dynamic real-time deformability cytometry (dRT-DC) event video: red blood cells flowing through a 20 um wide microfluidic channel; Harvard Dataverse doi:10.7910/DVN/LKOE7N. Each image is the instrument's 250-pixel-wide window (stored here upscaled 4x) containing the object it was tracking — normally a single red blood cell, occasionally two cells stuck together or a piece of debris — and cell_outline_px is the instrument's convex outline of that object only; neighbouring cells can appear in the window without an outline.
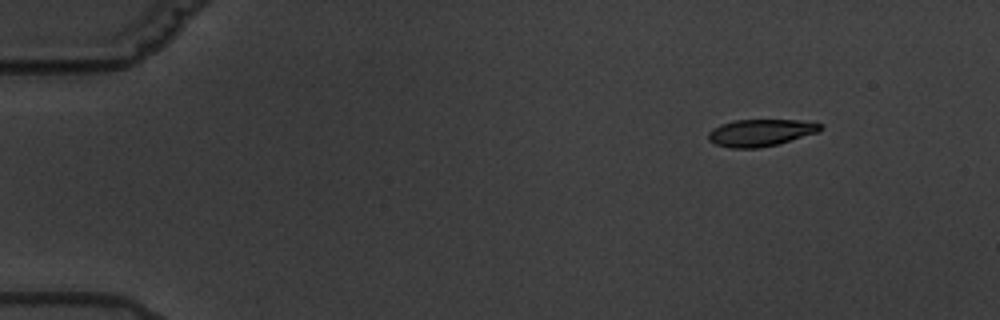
{"species": "common noctule bat (a hibernating species)", "species_latin": "Nyctalus noctula", "temperature_condition": "warm", "stored_images_in_passage": 5, "camera_frame_rate_fps": 3000, "um_per_image_px": 0.085, "animal": {"sex": "male", "body_mass_g": 19.5, "forearm_length_mm": 54.6}, "frame": {"image": 1, "passage_image": 1, "time_ms": 0.0, "image_size_px": [1000, 320], "cell_outline_px": [[820, 132], [776, 144], [756, 148], [732, 148], [716, 144], [708, 140], [708, 132], [712, 128], [720, 124], [736, 120], [800, 120], [820, 124]], "centroid_in_image_um": [64.61, 11.27], "position_along_channel_um": 20.4, "area_um2": 17.46}}
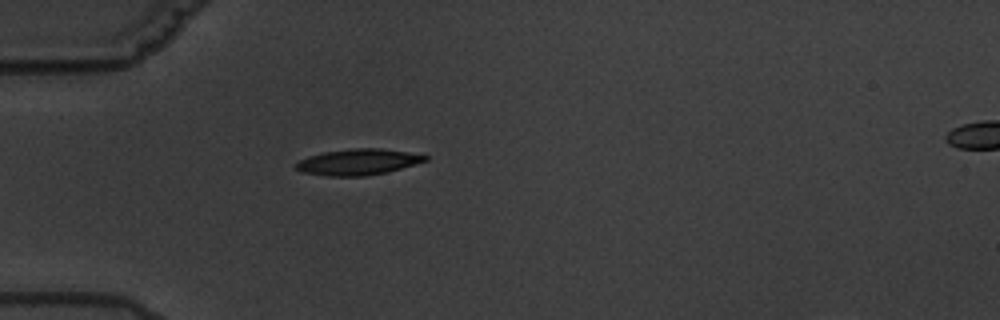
{"frame": {"image": 2, "passage_image": 4, "time_ms": 3.667, "image_size_px": [1000, 320], "cell_outline_px": [[428, 160], [388, 172], [364, 176], [328, 176], [300, 172], [292, 164], [308, 156], [324, 152], [352, 148], [380, 148], [428, 156]], "centroid_in_image_um": [30.37, 13.77], "position_along_channel_um": 54.6, "area_um2": 19.54}}